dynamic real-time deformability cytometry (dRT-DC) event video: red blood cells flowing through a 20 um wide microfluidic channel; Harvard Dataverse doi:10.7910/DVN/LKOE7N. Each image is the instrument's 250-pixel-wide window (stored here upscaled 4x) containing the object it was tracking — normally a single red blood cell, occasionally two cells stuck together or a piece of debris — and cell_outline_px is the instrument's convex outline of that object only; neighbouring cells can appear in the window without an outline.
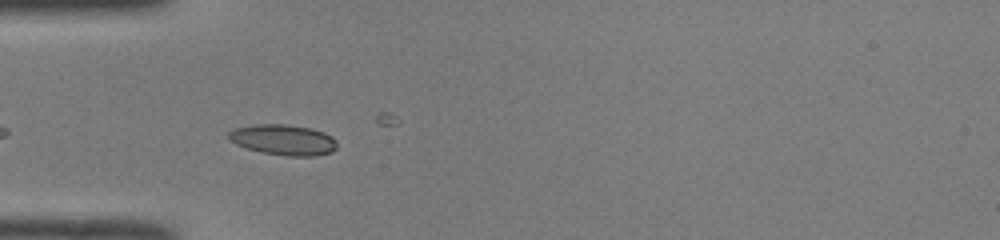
{"species": "common noctule bat (a hibernating species)", "species_latin": "Nyctalus noctula", "temperature_condition": "room temperature", "stored_images_in_passage": 11, "camera_frame_rate_fps": 3000, "um_per_image_px": 0.085, "animal": {"sex": "male", "body_mass_g": 19.0, "forearm_length_mm": 50.8}, "frame": {"image": 1, "passage_image": 5, "time_ms": 1.333, "image_size_px": [1000, 240], "cell_outline_px": [[336, 148], [332, 152], [316, 156], [284, 156], [260, 152], [236, 144], [228, 140], [228, 132], [236, 128], [256, 124], [284, 124], [308, 128], [324, 132], [332, 136], [336, 140]], "centroid_in_image_um": [24.09, 11.89], "position_along_channel_um": 60.9, "area_um2": 19.36}}